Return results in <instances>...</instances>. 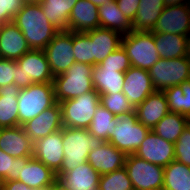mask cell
<instances>
[{"label": "cell", "instance_id": "41", "mask_svg": "<svg viewBox=\"0 0 190 190\" xmlns=\"http://www.w3.org/2000/svg\"><path fill=\"white\" fill-rule=\"evenodd\" d=\"M25 3V0H0V22H11Z\"/></svg>", "mask_w": 190, "mask_h": 190}, {"label": "cell", "instance_id": "16", "mask_svg": "<svg viewBox=\"0 0 190 190\" xmlns=\"http://www.w3.org/2000/svg\"><path fill=\"white\" fill-rule=\"evenodd\" d=\"M155 91L148 70L131 66L125 72L122 92L134 108Z\"/></svg>", "mask_w": 190, "mask_h": 190}, {"label": "cell", "instance_id": "19", "mask_svg": "<svg viewBox=\"0 0 190 190\" xmlns=\"http://www.w3.org/2000/svg\"><path fill=\"white\" fill-rule=\"evenodd\" d=\"M33 144L23 126L0 128V149L14 158L32 157Z\"/></svg>", "mask_w": 190, "mask_h": 190}, {"label": "cell", "instance_id": "46", "mask_svg": "<svg viewBox=\"0 0 190 190\" xmlns=\"http://www.w3.org/2000/svg\"><path fill=\"white\" fill-rule=\"evenodd\" d=\"M91 3H93L95 6L99 7L102 6L105 3H108L111 0H89Z\"/></svg>", "mask_w": 190, "mask_h": 190}, {"label": "cell", "instance_id": "48", "mask_svg": "<svg viewBox=\"0 0 190 190\" xmlns=\"http://www.w3.org/2000/svg\"><path fill=\"white\" fill-rule=\"evenodd\" d=\"M51 190H67L62 185H60L58 182H56L52 187Z\"/></svg>", "mask_w": 190, "mask_h": 190}, {"label": "cell", "instance_id": "7", "mask_svg": "<svg viewBox=\"0 0 190 190\" xmlns=\"http://www.w3.org/2000/svg\"><path fill=\"white\" fill-rule=\"evenodd\" d=\"M53 80L44 50L31 49L16 60V86L20 89L33 83H53Z\"/></svg>", "mask_w": 190, "mask_h": 190}, {"label": "cell", "instance_id": "13", "mask_svg": "<svg viewBox=\"0 0 190 190\" xmlns=\"http://www.w3.org/2000/svg\"><path fill=\"white\" fill-rule=\"evenodd\" d=\"M152 32L190 35L189 4L165 6Z\"/></svg>", "mask_w": 190, "mask_h": 190}, {"label": "cell", "instance_id": "23", "mask_svg": "<svg viewBox=\"0 0 190 190\" xmlns=\"http://www.w3.org/2000/svg\"><path fill=\"white\" fill-rule=\"evenodd\" d=\"M100 27L98 7L89 0H78L71 10L67 30L87 32Z\"/></svg>", "mask_w": 190, "mask_h": 190}, {"label": "cell", "instance_id": "40", "mask_svg": "<svg viewBox=\"0 0 190 190\" xmlns=\"http://www.w3.org/2000/svg\"><path fill=\"white\" fill-rule=\"evenodd\" d=\"M175 160L190 167V129L186 127L174 144Z\"/></svg>", "mask_w": 190, "mask_h": 190}, {"label": "cell", "instance_id": "10", "mask_svg": "<svg viewBox=\"0 0 190 190\" xmlns=\"http://www.w3.org/2000/svg\"><path fill=\"white\" fill-rule=\"evenodd\" d=\"M134 190H162L164 167L128 154L125 166Z\"/></svg>", "mask_w": 190, "mask_h": 190}, {"label": "cell", "instance_id": "6", "mask_svg": "<svg viewBox=\"0 0 190 190\" xmlns=\"http://www.w3.org/2000/svg\"><path fill=\"white\" fill-rule=\"evenodd\" d=\"M121 46L132 67L149 70L159 59L152 31H130L123 35Z\"/></svg>", "mask_w": 190, "mask_h": 190}, {"label": "cell", "instance_id": "49", "mask_svg": "<svg viewBox=\"0 0 190 190\" xmlns=\"http://www.w3.org/2000/svg\"><path fill=\"white\" fill-rule=\"evenodd\" d=\"M187 127L190 129V116L187 117Z\"/></svg>", "mask_w": 190, "mask_h": 190}, {"label": "cell", "instance_id": "27", "mask_svg": "<svg viewBox=\"0 0 190 190\" xmlns=\"http://www.w3.org/2000/svg\"><path fill=\"white\" fill-rule=\"evenodd\" d=\"M100 27L125 35L132 31V22L120 11L116 0L98 7Z\"/></svg>", "mask_w": 190, "mask_h": 190}, {"label": "cell", "instance_id": "5", "mask_svg": "<svg viewBox=\"0 0 190 190\" xmlns=\"http://www.w3.org/2000/svg\"><path fill=\"white\" fill-rule=\"evenodd\" d=\"M59 103L64 127L88 129L96 109L100 105V95L94 89L81 96Z\"/></svg>", "mask_w": 190, "mask_h": 190}, {"label": "cell", "instance_id": "4", "mask_svg": "<svg viewBox=\"0 0 190 190\" xmlns=\"http://www.w3.org/2000/svg\"><path fill=\"white\" fill-rule=\"evenodd\" d=\"M56 103L53 83H33L18 95L19 126Z\"/></svg>", "mask_w": 190, "mask_h": 190}, {"label": "cell", "instance_id": "45", "mask_svg": "<svg viewBox=\"0 0 190 190\" xmlns=\"http://www.w3.org/2000/svg\"><path fill=\"white\" fill-rule=\"evenodd\" d=\"M189 0H164L165 6L188 4Z\"/></svg>", "mask_w": 190, "mask_h": 190}, {"label": "cell", "instance_id": "15", "mask_svg": "<svg viewBox=\"0 0 190 190\" xmlns=\"http://www.w3.org/2000/svg\"><path fill=\"white\" fill-rule=\"evenodd\" d=\"M27 136L35 142L63 128L61 106L56 102L35 118L28 120L23 125Z\"/></svg>", "mask_w": 190, "mask_h": 190}, {"label": "cell", "instance_id": "31", "mask_svg": "<svg viewBox=\"0 0 190 190\" xmlns=\"http://www.w3.org/2000/svg\"><path fill=\"white\" fill-rule=\"evenodd\" d=\"M186 127V116L169 112L156 124L152 131L166 141L175 144Z\"/></svg>", "mask_w": 190, "mask_h": 190}, {"label": "cell", "instance_id": "21", "mask_svg": "<svg viewBox=\"0 0 190 190\" xmlns=\"http://www.w3.org/2000/svg\"><path fill=\"white\" fill-rule=\"evenodd\" d=\"M123 35L117 31L98 27L89 31L92 44V66L99 65L109 54L121 46Z\"/></svg>", "mask_w": 190, "mask_h": 190}, {"label": "cell", "instance_id": "33", "mask_svg": "<svg viewBox=\"0 0 190 190\" xmlns=\"http://www.w3.org/2000/svg\"><path fill=\"white\" fill-rule=\"evenodd\" d=\"M170 112L190 116V79L163 90Z\"/></svg>", "mask_w": 190, "mask_h": 190}, {"label": "cell", "instance_id": "1", "mask_svg": "<svg viewBox=\"0 0 190 190\" xmlns=\"http://www.w3.org/2000/svg\"><path fill=\"white\" fill-rule=\"evenodd\" d=\"M12 22L20 29L28 45L34 50H44L59 32L49 22L39 2H26L13 17Z\"/></svg>", "mask_w": 190, "mask_h": 190}, {"label": "cell", "instance_id": "47", "mask_svg": "<svg viewBox=\"0 0 190 190\" xmlns=\"http://www.w3.org/2000/svg\"><path fill=\"white\" fill-rule=\"evenodd\" d=\"M186 57L190 61V35L188 36V39H187Z\"/></svg>", "mask_w": 190, "mask_h": 190}, {"label": "cell", "instance_id": "34", "mask_svg": "<svg viewBox=\"0 0 190 190\" xmlns=\"http://www.w3.org/2000/svg\"><path fill=\"white\" fill-rule=\"evenodd\" d=\"M115 124L116 116L100 104L96 109L88 131L91 135L108 142L109 137L114 132Z\"/></svg>", "mask_w": 190, "mask_h": 190}, {"label": "cell", "instance_id": "32", "mask_svg": "<svg viewBox=\"0 0 190 190\" xmlns=\"http://www.w3.org/2000/svg\"><path fill=\"white\" fill-rule=\"evenodd\" d=\"M162 190H190V167L176 160L164 167Z\"/></svg>", "mask_w": 190, "mask_h": 190}, {"label": "cell", "instance_id": "9", "mask_svg": "<svg viewBox=\"0 0 190 190\" xmlns=\"http://www.w3.org/2000/svg\"><path fill=\"white\" fill-rule=\"evenodd\" d=\"M148 72L155 90L163 91L190 79V61L186 56L160 58Z\"/></svg>", "mask_w": 190, "mask_h": 190}, {"label": "cell", "instance_id": "43", "mask_svg": "<svg viewBox=\"0 0 190 190\" xmlns=\"http://www.w3.org/2000/svg\"><path fill=\"white\" fill-rule=\"evenodd\" d=\"M116 2L124 16L133 22L139 8L140 0H116Z\"/></svg>", "mask_w": 190, "mask_h": 190}, {"label": "cell", "instance_id": "50", "mask_svg": "<svg viewBox=\"0 0 190 190\" xmlns=\"http://www.w3.org/2000/svg\"><path fill=\"white\" fill-rule=\"evenodd\" d=\"M26 2H39L40 0H25Z\"/></svg>", "mask_w": 190, "mask_h": 190}, {"label": "cell", "instance_id": "20", "mask_svg": "<svg viewBox=\"0 0 190 190\" xmlns=\"http://www.w3.org/2000/svg\"><path fill=\"white\" fill-rule=\"evenodd\" d=\"M137 120L150 130L167 115L170 110L163 91H155L135 107Z\"/></svg>", "mask_w": 190, "mask_h": 190}, {"label": "cell", "instance_id": "39", "mask_svg": "<svg viewBox=\"0 0 190 190\" xmlns=\"http://www.w3.org/2000/svg\"><path fill=\"white\" fill-rule=\"evenodd\" d=\"M100 68H118V72H126L130 67V59L126 51L120 46L109 54L99 65Z\"/></svg>", "mask_w": 190, "mask_h": 190}, {"label": "cell", "instance_id": "8", "mask_svg": "<svg viewBox=\"0 0 190 190\" xmlns=\"http://www.w3.org/2000/svg\"><path fill=\"white\" fill-rule=\"evenodd\" d=\"M150 129L137 120L135 110L133 112L116 116L114 132L108 142L118 150L128 154H134L144 141Z\"/></svg>", "mask_w": 190, "mask_h": 190}, {"label": "cell", "instance_id": "14", "mask_svg": "<svg viewBox=\"0 0 190 190\" xmlns=\"http://www.w3.org/2000/svg\"><path fill=\"white\" fill-rule=\"evenodd\" d=\"M134 155L152 164L165 167L175 160V148L173 143L150 130Z\"/></svg>", "mask_w": 190, "mask_h": 190}, {"label": "cell", "instance_id": "24", "mask_svg": "<svg viewBox=\"0 0 190 190\" xmlns=\"http://www.w3.org/2000/svg\"><path fill=\"white\" fill-rule=\"evenodd\" d=\"M18 181L32 188H43L52 187L57 182V177L41 161L31 157L27 163H21Z\"/></svg>", "mask_w": 190, "mask_h": 190}, {"label": "cell", "instance_id": "36", "mask_svg": "<svg viewBox=\"0 0 190 190\" xmlns=\"http://www.w3.org/2000/svg\"><path fill=\"white\" fill-rule=\"evenodd\" d=\"M30 158H14L0 149V179L2 182L17 181L21 172V163H27Z\"/></svg>", "mask_w": 190, "mask_h": 190}, {"label": "cell", "instance_id": "2", "mask_svg": "<svg viewBox=\"0 0 190 190\" xmlns=\"http://www.w3.org/2000/svg\"><path fill=\"white\" fill-rule=\"evenodd\" d=\"M64 160L60 171L61 174L75 169L78 165L86 163L91 150L99 148L105 141L91 135L88 129L62 128Z\"/></svg>", "mask_w": 190, "mask_h": 190}, {"label": "cell", "instance_id": "18", "mask_svg": "<svg viewBox=\"0 0 190 190\" xmlns=\"http://www.w3.org/2000/svg\"><path fill=\"white\" fill-rule=\"evenodd\" d=\"M31 48L20 29L11 21L0 26V54L2 58L18 60Z\"/></svg>", "mask_w": 190, "mask_h": 190}, {"label": "cell", "instance_id": "11", "mask_svg": "<svg viewBox=\"0 0 190 190\" xmlns=\"http://www.w3.org/2000/svg\"><path fill=\"white\" fill-rule=\"evenodd\" d=\"M54 76L66 72L74 63L73 32L59 31L44 49Z\"/></svg>", "mask_w": 190, "mask_h": 190}, {"label": "cell", "instance_id": "29", "mask_svg": "<svg viewBox=\"0 0 190 190\" xmlns=\"http://www.w3.org/2000/svg\"><path fill=\"white\" fill-rule=\"evenodd\" d=\"M78 0H40L42 11L59 31H66L69 15Z\"/></svg>", "mask_w": 190, "mask_h": 190}, {"label": "cell", "instance_id": "25", "mask_svg": "<svg viewBox=\"0 0 190 190\" xmlns=\"http://www.w3.org/2000/svg\"><path fill=\"white\" fill-rule=\"evenodd\" d=\"M20 90L14 83L0 87V128L19 126L17 103Z\"/></svg>", "mask_w": 190, "mask_h": 190}, {"label": "cell", "instance_id": "12", "mask_svg": "<svg viewBox=\"0 0 190 190\" xmlns=\"http://www.w3.org/2000/svg\"><path fill=\"white\" fill-rule=\"evenodd\" d=\"M62 129L38 139L33 144L32 157L57 174L64 160Z\"/></svg>", "mask_w": 190, "mask_h": 190}, {"label": "cell", "instance_id": "37", "mask_svg": "<svg viewBox=\"0 0 190 190\" xmlns=\"http://www.w3.org/2000/svg\"><path fill=\"white\" fill-rule=\"evenodd\" d=\"M100 104L115 116H121L134 111V107L123 94H100Z\"/></svg>", "mask_w": 190, "mask_h": 190}, {"label": "cell", "instance_id": "3", "mask_svg": "<svg viewBox=\"0 0 190 190\" xmlns=\"http://www.w3.org/2000/svg\"><path fill=\"white\" fill-rule=\"evenodd\" d=\"M94 66L75 62L66 72L54 76L56 102L81 96L94 90L92 74Z\"/></svg>", "mask_w": 190, "mask_h": 190}, {"label": "cell", "instance_id": "42", "mask_svg": "<svg viewBox=\"0 0 190 190\" xmlns=\"http://www.w3.org/2000/svg\"><path fill=\"white\" fill-rule=\"evenodd\" d=\"M16 85V60L0 59V87L8 84Z\"/></svg>", "mask_w": 190, "mask_h": 190}, {"label": "cell", "instance_id": "22", "mask_svg": "<svg viewBox=\"0 0 190 190\" xmlns=\"http://www.w3.org/2000/svg\"><path fill=\"white\" fill-rule=\"evenodd\" d=\"M100 174L86 162L61 174L57 182L67 190H98Z\"/></svg>", "mask_w": 190, "mask_h": 190}, {"label": "cell", "instance_id": "44", "mask_svg": "<svg viewBox=\"0 0 190 190\" xmlns=\"http://www.w3.org/2000/svg\"><path fill=\"white\" fill-rule=\"evenodd\" d=\"M1 190H51V187L32 188L18 180H11L2 182Z\"/></svg>", "mask_w": 190, "mask_h": 190}, {"label": "cell", "instance_id": "28", "mask_svg": "<svg viewBox=\"0 0 190 190\" xmlns=\"http://www.w3.org/2000/svg\"><path fill=\"white\" fill-rule=\"evenodd\" d=\"M164 8V0H140L132 30L152 31Z\"/></svg>", "mask_w": 190, "mask_h": 190}, {"label": "cell", "instance_id": "17", "mask_svg": "<svg viewBox=\"0 0 190 190\" xmlns=\"http://www.w3.org/2000/svg\"><path fill=\"white\" fill-rule=\"evenodd\" d=\"M127 154L118 150L109 142H104L99 148L91 150L87 162L100 175L111 173L125 166Z\"/></svg>", "mask_w": 190, "mask_h": 190}, {"label": "cell", "instance_id": "26", "mask_svg": "<svg viewBox=\"0 0 190 190\" xmlns=\"http://www.w3.org/2000/svg\"><path fill=\"white\" fill-rule=\"evenodd\" d=\"M125 73L118 68H93L92 80L95 90L100 94H116L123 91Z\"/></svg>", "mask_w": 190, "mask_h": 190}, {"label": "cell", "instance_id": "38", "mask_svg": "<svg viewBox=\"0 0 190 190\" xmlns=\"http://www.w3.org/2000/svg\"><path fill=\"white\" fill-rule=\"evenodd\" d=\"M73 51L75 62L92 65V44L87 32H73Z\"/></svg>", "mask_w": 190, "mask_h": 190}, {"label": "cell", "instance_id": "35", "mask_svg": "<svg viewBox=\"0 0 190 190\" xmlns=\"http://www.w3.org/2000/svg\"><path fill=\"white\" fill-rule=\"evenodd\" d=\"M98 190H134L123 167L111 173L100 175Z\"/></svg>", "mask_w": 190, "mask_h": 190}, {"label": "cell", "instance_id": "51", "mask_svg": "<svg viewBox=\"0 0 190 190\" xmlns=\"http://www.w3.org/2000/svg\"><path fill=\"white\" fill-rule=\"evenodd\" d=\"M1 188H2V180L0 179V190H1Z\"/></svg>", "mask_w": 190, "mask_h": 190}, {"label": "cell", "instance_id": "30", "mask_svg": "<svg viewBox=\"0 0 190 190\" xmlns=\"http://www.w3.org/2000/svg\"><path fill=\"white\" fill-rule=\"evenodd\" d=\"M154 33V41L160 58L173 59L186 56V35Z\"/></svg>", "mask_w": 190, "mask_h": 190}]
</instances>
